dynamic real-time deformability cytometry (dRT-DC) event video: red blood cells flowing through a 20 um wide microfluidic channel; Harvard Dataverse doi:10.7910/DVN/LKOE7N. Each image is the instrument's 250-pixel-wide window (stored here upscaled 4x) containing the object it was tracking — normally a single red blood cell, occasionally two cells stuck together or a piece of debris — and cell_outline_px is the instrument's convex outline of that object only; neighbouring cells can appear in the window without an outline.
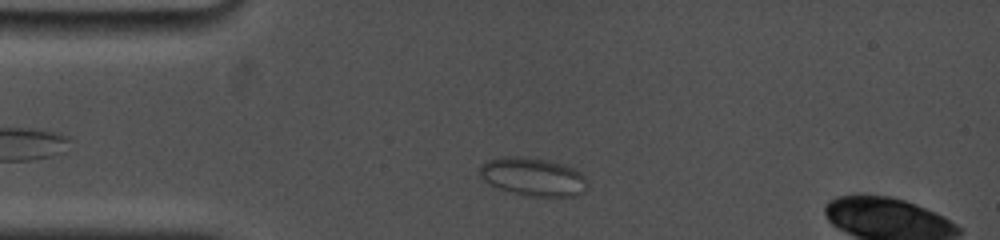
{"species": "common noctule bat (a hibernating species)", "species_latin": "Nyctalus noctula", "temperature_condition": "cold", "stored_images_in_passage": 22, "camera_frame_rate_fps": 5000, "um_per_image_px": 0.085, "animal": {"sex": "female", "body_mass_g": 19.0, "forearm_length_mm": 53.3}, "frame": {"image": 1, "passage_image": 11, "time_ms": 1.4, "image_size_px": [1000, 240], "cell_outline_px": [[588, 188], [584, 192], [576, 196], [528, 196], [512, 192], [500, 188], [484, 180], [480, 176], [480, 168], [488, 160], [504, 156], [524, 156], [548, 160], [564, 164], [580, 172], [584, 176], [588, 184]], "centroid_in_image_um": [45.36, 15.02], "position_along_channel_um": 39.6, "area_um2": 23.93}}